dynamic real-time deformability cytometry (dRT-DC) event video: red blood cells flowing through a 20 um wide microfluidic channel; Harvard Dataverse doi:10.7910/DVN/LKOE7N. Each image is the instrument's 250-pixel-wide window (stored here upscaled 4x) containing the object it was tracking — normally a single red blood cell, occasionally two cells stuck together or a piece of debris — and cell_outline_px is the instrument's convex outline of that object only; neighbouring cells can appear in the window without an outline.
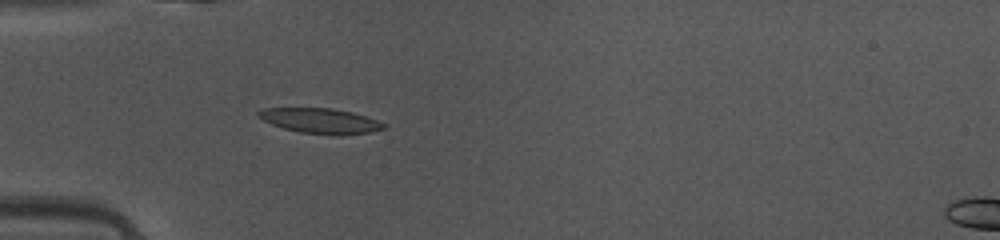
{"species": "common noctule bat (a hibernating species)", "species_latin": "Nyctalus noctula", "temperature_condition": "warm", "stored_images_in_passage": 34, "camera_frame_rate_fps": 3000, "um_per_image_px": 0.085, "animal": {"sex": "female", "body_mass_g": 10.0, "forearm_length_mm": 53.1}, "frame": {"image": 1, "passage_image": 1, "time_ms": 0.0, "image_size_px": [1000, 240], "cell_outline_px": [[388, 128], [368, 132], [300, 132], [284, 128], [272, 124], [256, 116], [256, 112], [264, 108], [332, 108], [352, 112], [388, 124]], "centroid_in_image_um": [27.18, 10.21], "position_along_channel_um": 57.8, "area_um2": 17.46}}
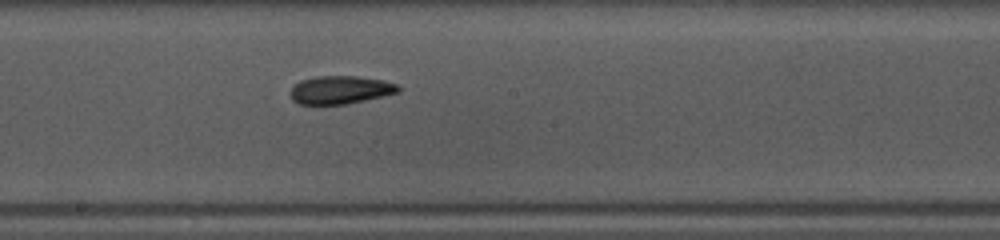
{"frame": {"image": 2, "passage_image": 13, "time_ms": 4.0, "image_size_px": [1000, 240], "cell_outline_px": [[400, 92], [348, 104], [296, 104], [292, 100], [292, 88], [300, 80], [316, 76], [356, 76], [384, 80], [396, 84], [400, 88]], "centroid_in_image_um": [28.94, 7.64], "position_along_channel_um": 219.3, "area_um2": 17.63}}
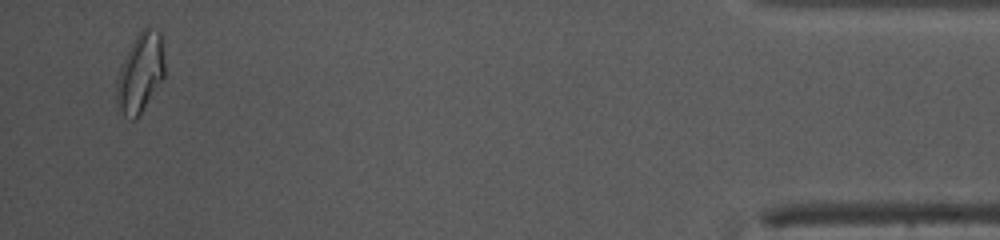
{"frame": {"image": 3, "passage_image": 33, "time_ms": 10.667, "image_size_px": [1000, 240], "cell_outline_px": [[164, 76], [136, 120], [132, 120], [124, 116], [116, 100], [116, 80], [120, 68], [128, 48], [140, 28], [148, 24], [160, 32], [164, 60]], "centroid_in_image_um": [11.91, 6.13], "position_along_channel_um": 423.3, "area_um2": 22.31}, "authors_computed_cell_mechanics": {"area_um2": 17.8602, "velocity_mm_per_s": 4.1282, "shape_relaxation_time_tau1_ms": 4.989, "shape_relaxation_time_tau2_ms": 7.014, "deformation_change_tau1": 0.167, "deformation_change_tau2": 0.093}}